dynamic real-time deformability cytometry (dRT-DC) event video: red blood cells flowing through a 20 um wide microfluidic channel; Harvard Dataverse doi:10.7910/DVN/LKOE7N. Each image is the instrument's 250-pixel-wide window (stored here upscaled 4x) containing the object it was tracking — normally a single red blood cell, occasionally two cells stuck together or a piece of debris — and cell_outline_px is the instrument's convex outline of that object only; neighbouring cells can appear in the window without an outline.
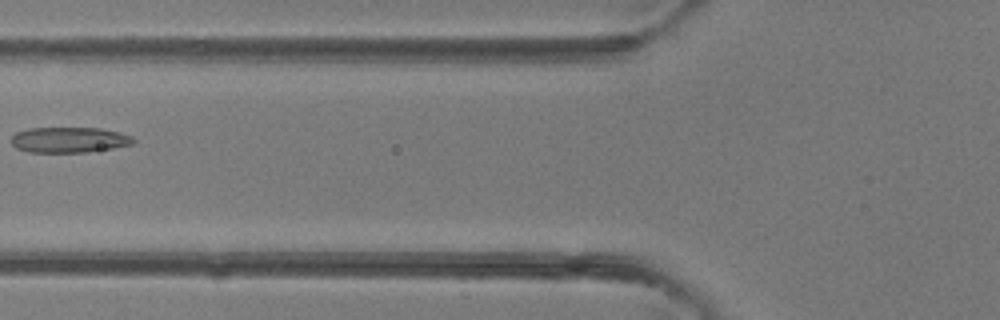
{"species": "common noctule bat (a hibernating species)", "species_latin": "Nyctalus noctula", "temperature_condition": "room temperature", "stored_images_in_passage": 4, "camera_frame_rate_fps": 3000, "um_per_image_px": 0.085, "animal": {"sex": "female"}, "frame": {"image": 1, "passage_image": 4, "time_ms": 3.333, "image_size_px": [1000, 320], "cell_outline_px": [[136, 140], [132, 144], [112, 148], [84, 152], [28, 152], [16, 148], [12, 144], [12, 136], [16, 132], [28, 128], [100, 128], [120, 132], [132, 136]], "centroid_in_image_um": [5.88, 11.88], "position_along_channel_um": 119.9, "area_um2": 18.15}}